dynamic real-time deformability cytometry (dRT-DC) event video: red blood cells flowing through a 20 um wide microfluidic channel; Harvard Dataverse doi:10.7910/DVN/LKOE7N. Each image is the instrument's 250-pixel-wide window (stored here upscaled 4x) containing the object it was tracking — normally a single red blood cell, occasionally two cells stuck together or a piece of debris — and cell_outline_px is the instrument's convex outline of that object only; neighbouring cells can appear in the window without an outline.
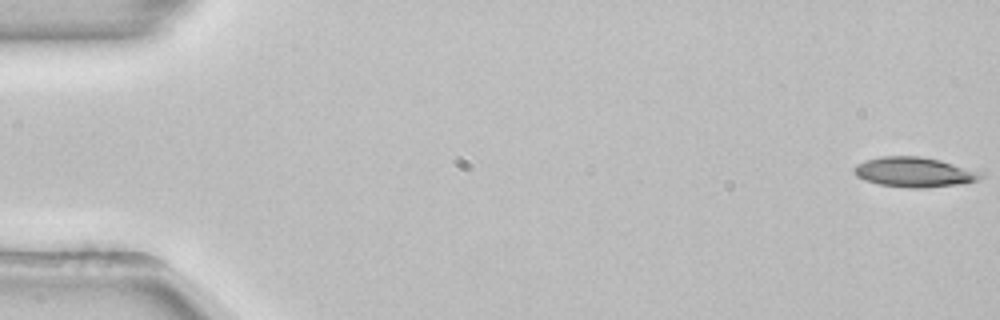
{"species": "common noctule bat (a hibernating species)", "species_latin": "Nyctalus noctula", "temperature_condition": "room temperature", "stored_images_in_passage": 53, "camera_frame_rate_fps": 3000, "um_per_image_px": 0.085, "animal": {"sex": "female", "body_mass_g": 22.7, "forearm_length_mm": 54.2}, "frame": {"image": 1, "passage_image": 1, "time_ms": 0.0, "image_size_px": [1000, 320], "cell_outline_px": [[984, 176], [976, 180], [964, 184], [924, 188], [908, 188], [880, 184], [864, 180], [856, 176], [852, 168], [856, 164], [864, 160], [880, 156], [920, 156], [940, 160], [984, 172]], "centroid_in_image_um": [77.71, 14.63], "position_along_channel_um": 7.3, "area_um2": 22.37}}
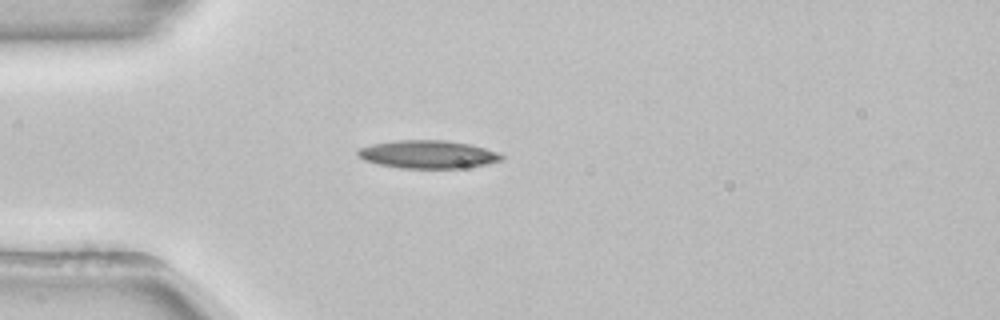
{"frame": {"image": 2, "passage_image": 15, "time_ms": 4.667, "image_size_px": [1000, 320], "cell_outline_px": [[504, 160], [484, 164], [456, 168], [400, 168], [380, 164], [364, 160], [356, 156], [356, 152], [360, 148], [372, 144], [396, 140], [448, 140], [468, 144], [484, 148], [496, 152], [504, 156]], "centroid_in_image_um": [36.33, 13.11], "position_along_channel_um": 48.7, "area_um2": 23.29}}
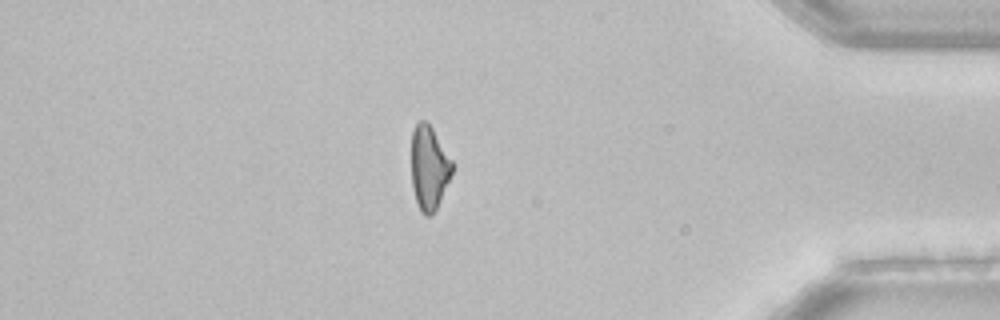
{"frame": {"image": 3, "passage_image": 46, "time_ms": 15.0, "image_size_px": [1000, 320], "cell_outline_px": [[452, 172], [440, 200], [432, 216], [424, 216], [420, 212], [412, 188], [412, 132], [416, 124], [420, 120], [424, 120], [432, 128], [452, 160]], "centroid_in_image_um": [36.45, 14.28], "position_along_channel_um": 398.7, "area_um2": 19.71}, "authors_computed_cell_mechanics": {"area_um2": 21.7328, "velocity_mm_per_s": 3.8864, "shape_relaxation_time_tau1_ms": 8.7304, "shape_relaxation_time_tau2_ms": null, "deformation_change_tau1": 0.1876, "deformation_change_tau2": null}}